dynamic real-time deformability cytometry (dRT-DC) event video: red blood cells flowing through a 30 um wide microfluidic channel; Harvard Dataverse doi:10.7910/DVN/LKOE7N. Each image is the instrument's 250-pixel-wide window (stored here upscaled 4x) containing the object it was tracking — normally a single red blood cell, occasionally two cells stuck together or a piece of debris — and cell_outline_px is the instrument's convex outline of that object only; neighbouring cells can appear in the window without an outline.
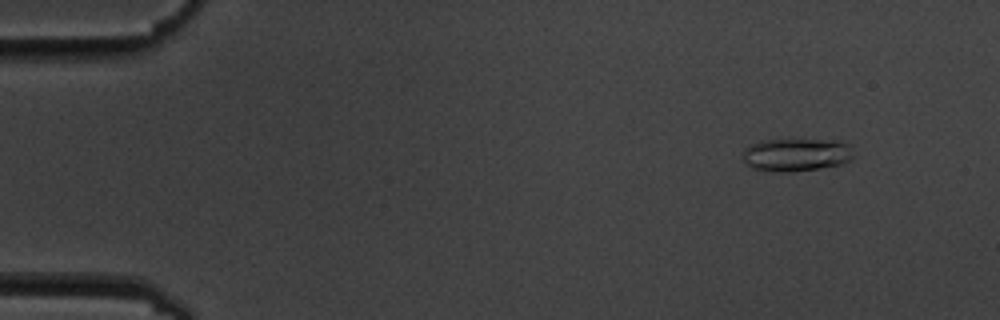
{"species": "common noctule bat (a hibernating species)", "species_latin": "Nyctalus noctula", "temperature_condition": "cold", "stored_images_in_passage": 6, "camera_frame_rate_fps": 3000, "um_per_image_px": 0.085, "animal": {"sex": "male", "body_mass_g": 19.5, "forearm_length_mm": 54.6}, "frame": {"image": 1, "passage_image": 2, "time_ms": 1.333, "image_size_px": [1000, 320], "cell_outline_px": [[852, 156], [848, 160], [840, 164], [820, 168], [788, 172], [780, 172], [752, 168], [744, 164], [744, 148], [752, 144], [764, 140], [840, 140], [848, 144]], "centroid_in_image_um": [67.65, 13.15], "position_along_channel_um": 17.4, "area_um2": 20.98}}